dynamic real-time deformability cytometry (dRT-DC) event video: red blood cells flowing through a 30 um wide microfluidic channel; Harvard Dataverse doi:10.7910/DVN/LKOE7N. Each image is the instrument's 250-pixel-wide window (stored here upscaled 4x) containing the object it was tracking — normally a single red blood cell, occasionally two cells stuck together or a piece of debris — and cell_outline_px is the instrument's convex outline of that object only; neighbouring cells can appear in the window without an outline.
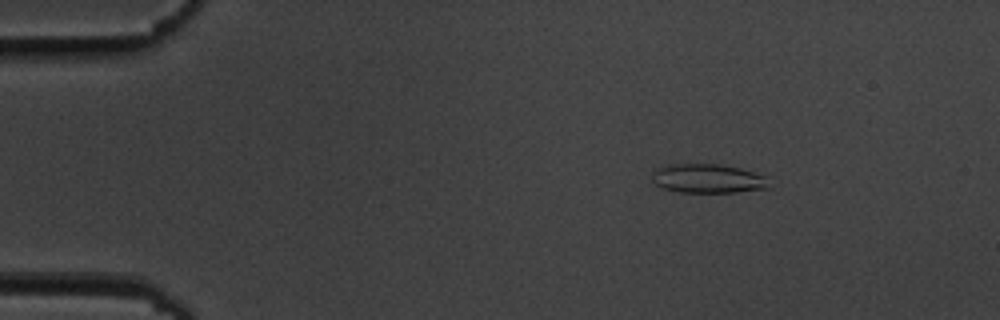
{"species": "common noctule bat (a hibernating species)", "species_latin": "Nyctalus noctula", "temperature_condition": "cold", "stored_images_in_passage": 49, "camera_frame_rate_fps": 3000, "um_per_image_px": 0.085, "animal": {"sex": "male", "body_mass_g": 19.5, "forearm_length_mm": 54.6}, "frame": {"image": 1, "passage_image": 2, "time_ms": 0.333, "image_size_px": [1000, 320], "cell_outline_px": [[768, 188], [736, 192], [680, 192], [664, 188], [656, 184], [652, 180], [652, 172], [656, 168], [668, 164], [720, 164], [740, 168], [764, 176]], "centroid_in_image_um": [60.1, 15.17], "position_along_channel_um": 24.9, "area_um2": 19.59}}
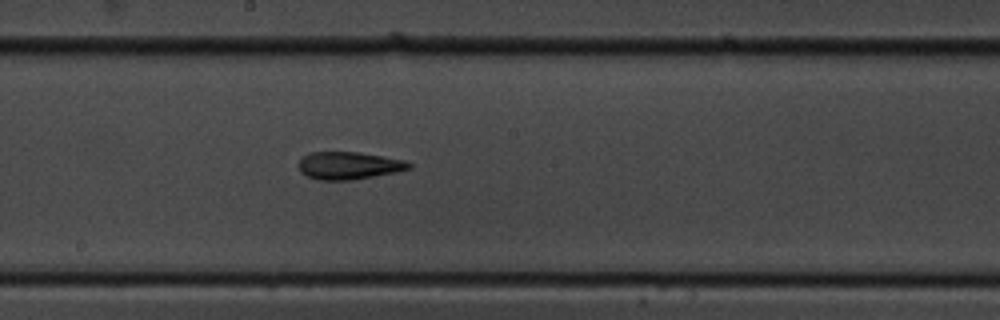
{"frame": {"image": 2, "passage_image": 24, "time_ms": 7.667, "image_size_px": [1000, 320], "cell_outline_px": [[412, 168], [396, 172], [352, 180], [316, 180], [300, 172], [300, 160], [308, 152], [360, 152], [404, 160], [412, 164]], "centroid_in_image_um": [29.66, 14.07], "position_along_channel_um": 218.5, "area_um2": 17.69}}
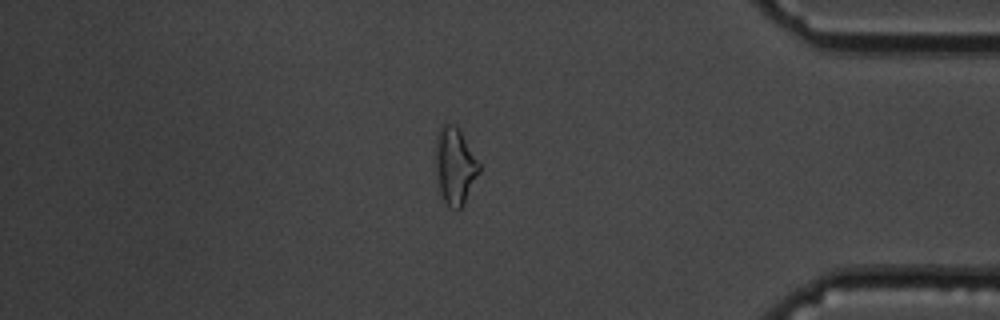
{"frame": {"image": 3, "passage_image": 41, "time_ms": 13.333, "image_size_px": [1000, 320], "cell_outline_px": [[480, 172], [464, 204], [460, 208], [448, 208], [440, 192], [436, 160], [436, 136], [440, 124], [452, 124], [460, 132], [480, 164]], "centroid_in_image_um": [38.67, 14.12], "position_along_channel_um": 396.5, "area_um2": 19.07}, "authors_computed_cell_mechanics": {"area_um2": 18.4382, "velocity_mm_per_s": 3.6228, "shape_relaxation_time_tau1_ms": 9.3562, "shape_relaxation_time_tau2_ms": 3.7099, "deformation_change_tau1": 0.2057, "deformation_change_tau2": 0.1463}}